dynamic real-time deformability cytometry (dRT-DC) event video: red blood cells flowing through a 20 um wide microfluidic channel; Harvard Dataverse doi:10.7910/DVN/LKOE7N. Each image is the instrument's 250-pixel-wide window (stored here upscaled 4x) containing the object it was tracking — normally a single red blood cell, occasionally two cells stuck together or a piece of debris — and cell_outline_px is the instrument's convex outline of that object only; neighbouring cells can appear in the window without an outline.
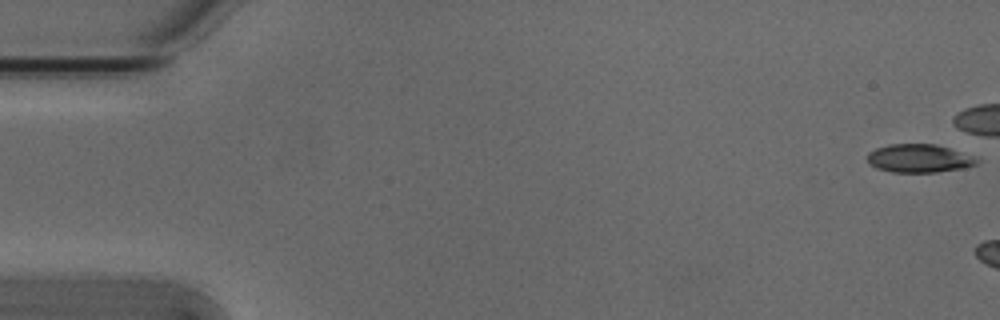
{"species": "Egyptian fruit bat (a non-hibernating species)", "species_latin": "Rousettus aegyptiacus", "temperature_condition": "cold", "stored_images_in_passage": 3, "camera_frame_rate_fps": 3000, "um_per_image_px": 0.085, "animal": {"sex": "male"}, "frame": {"image": 1, "passage_image": 1, "time_ms": 0.0, "image_size_px": [1000, 320], "cell_outline_px": [[980, 160], [976, 164], [964, 168], [936, 172], [892, 172], [876, 168], [868, 164], [868, 152], [876, 148], [888, 144], [936, 144], [976, 156]], "centroid_in_image_um": [78.13, 13.46], "position_along_channel_um": 6.9, "area_um2": 18.21}}